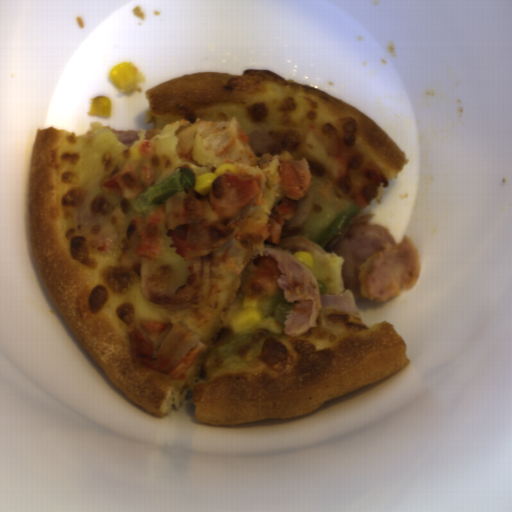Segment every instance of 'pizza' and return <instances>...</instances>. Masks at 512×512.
I'll list each match as a JSON object with an SVG mask.
<instances>
[{
    "mask_svg": "<svg viewBox=\"0 0 512 512\" xmlns=\"http://www.w3.org/2000/svg\"><path fill=\"white\" fill-rule=\"evenodd\" d=\"M147 124L157 135L124 145L114 128L91 122L89 132L48 126L37 129L30 155L25 236L44 286L86 353L125 398L151 415L177 411L192 395L195 421L209 426L295 418L394 375L406 367L408 346L394 324L369 328L360 314H333L301 336L285 333L269 315L253 333L267 336L258 358L246 367H226L216 352L240 334L231 322L245 297L258 300L284 289L282 273L265 246L308 252L326 250L301 236L311 216L315 188L296 199L293 218L284 219L278 243L269 220L287 198L281 160L305 158L312 173L328 179L363 211L381 185L398 179L407 159L385 130L344 99L310 84L285 79L269 69L241 74L198 71L145 92ZM155 171L153 185L190 166L195 175L224 162L236 172L262 176L263 204H250L241 231L214 252L182 261L165 230L179 225L183 199L177 193L144 214L134 199L110 194L104 183L127 162ZM148 187L144 186L146 192ZM139 196V195H138ZM157 258L134 256L139 230L163 207ZM182 324L206 340V350L183 377L173 379L135 364L129 332L149 323Z\"/></svg>",
    "mask_w": 512,
    "mask_h": 512,
    "instance_id": "dd6c1bee",
    "label": "pizza"
}]
</instances>
